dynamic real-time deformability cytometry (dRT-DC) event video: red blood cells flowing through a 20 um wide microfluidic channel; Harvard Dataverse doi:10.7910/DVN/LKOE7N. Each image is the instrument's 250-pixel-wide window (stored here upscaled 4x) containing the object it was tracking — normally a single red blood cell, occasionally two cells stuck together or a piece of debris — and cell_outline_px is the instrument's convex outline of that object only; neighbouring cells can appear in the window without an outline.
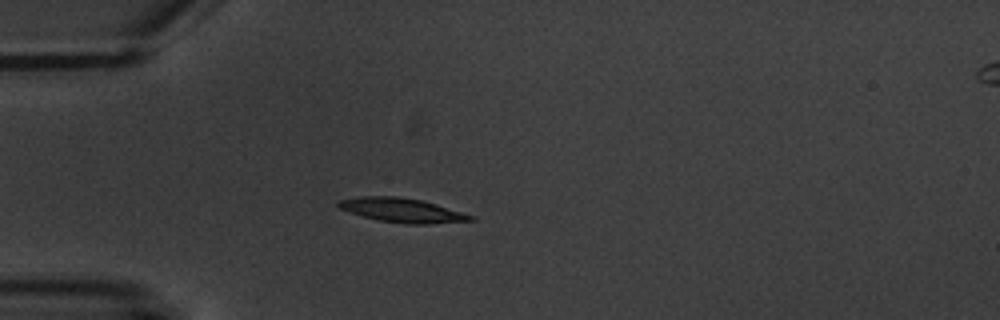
{"species": "common noctule bat (a hibernating species)", "species_latin": "Nyctalus noctula", "temperature_condition": "warm", "stored_images_in_passage": 5, "segment_of_instrument_passage": [1, 2], "camera_frame_rate_fps": 3000, "um_per_image_px": 0.085, "animal": {"sex": "male", "body_mass_g": 20.1, "forearm_length_mm": 53.5}, "frame": {"image": 1, "passage_image": 4, "time_ms": 3.667, "image_size_px": [1000, 320], "cell_outline_px": [[476, 220], [428, 224], [404, 224], [376, 220], [340, 208], [336, 204], [340, 200], [360, 196], [396, 196], [424, 200], [476, 216]], "centroid_in_image_um": [34.24, 17.87], "position_along_channel_um": 50.8, "area_um2": 18.73}}